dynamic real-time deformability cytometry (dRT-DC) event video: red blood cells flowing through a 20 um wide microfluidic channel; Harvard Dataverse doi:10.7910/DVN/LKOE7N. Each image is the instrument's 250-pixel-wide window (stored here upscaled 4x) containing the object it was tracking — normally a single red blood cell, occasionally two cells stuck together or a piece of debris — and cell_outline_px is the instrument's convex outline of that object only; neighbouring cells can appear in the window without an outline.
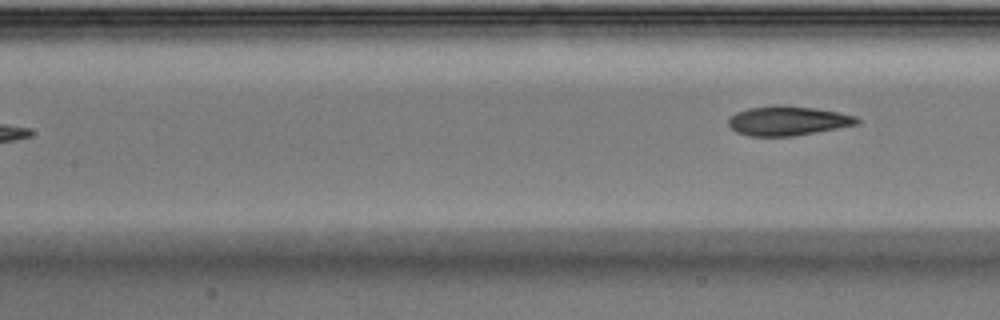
{"species": "Egyptian fruit bat (a non-hibernating species)", "species_latin": "Rousettus aegyptiacus", "temperature_condition": "warm", "stored_images_in_passage": 5, "segment_of_instrument_passage": [2, 2], "camera_frame_rate_fps": 3000, "um_per_image_px": 0.085, "animal": {"sex": "male"}, "frame": {"image": 1, "passage_image": 5, "time_ms": 1.333, "image_size_px": [1000, 320], "cell_outline_px": [[860, 120], [856, 124], [836, 128], [792, 136], [748, 136], [736, 132], [728, 124], [728, 120], [736, 112], [748, 108], [772, 104], [780, 104], [816, 108], [856, 116]], "centroid_in_image_um": [66.91, 10.25], "position_along_channel_um": 140.5, "area_um2": 21.96}}